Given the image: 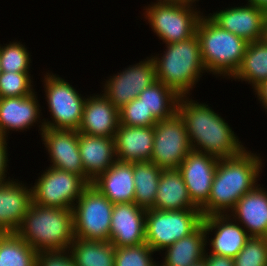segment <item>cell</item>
Masks as SVG:
<instances>
[{
  "instance_id": "cell-22",
  "label": "cell",
  "mask_w": 267,
  "mask_h": 266,
  "mask_svg": "<svg viewBox=\"0 0 267 266\" xmlns=\"http://www.w3.org/2000/svg\"><path fill=\"white\" fill-rule=\"evenodd\" d=\"M78 141L85 181L92 184V181L117 161L115 139L89 136L78 132Z\"/></svg>"
},
{
  "instance_id": "cell-35",
  "label": "cell",
  "mask_w": 267,
  "mask_h": 266,
  "mask_svg": "<svg viewBox=\"0 0 267 266\" xmlns=\"http://www.w3.org/2000/svg\"><path fill=\"white\" fill-rule=\"evenodd\" d=\"M120 124L130 127L154 126L159 120L137 97L119 109Z\"/></svg>"
},
{
  "instance_id": "cell-1",
  "label": "cell",
  "mask_w": 267,
  "mask_h": 266,
  "mask_svg": "<svg viewBox=\"0 0 267 266\" xmlns=\"http://www.w3.org/2000/svg\"><path fill=\"white\" fill-rule=\"evenodd\" d=\"M177 113L182 118L192 150L216 158H230L245 150L232 128L206 103L180 96Z\"/></svg>"
},
{
  "instance_id": "cell-24",
  "label": "cell",
  "mask_w": 267,
  "mask_h": 266,
  "mask_svg": "<svg viewBox=\"0 0 267 266\" xmlns=\"http://www.w3.org/2000/svg\"><path fill=\"white\" fill-rule=\"evenodd\" d=\"M92 185L113 204L134 202L133 163L116 161L92 181Z\"/></svg>"
},
{
  "instance_id": "cell-9",
  "label": "cell",
  "mask_w": 267,
  "mask_h": 266,
  "mask_svg": "<svg viewBox=\"0 0 267 266\" xmlns=\"http://www.w3.org/2000/svg\"><path fill=\"white\" fill-rule=\"evenodd\" d=\"M114 204L89 184L72 207L76 238L109 241Z\"/></svg>"
},
{
  "instance_id": "cell-44",
  "label": "cell",
  "mask_w": 267,
  "mask_h": 266,
  "mask_svg": "<svg viewBox=\"0 0 267 266\" xmlns=\"http://www.w3.org/2000/svg\"><path fill=\"white\" fill-rule=\"evenodd\" d=\"M192 266H206L205 260L202 259L199 262L193 264Z\"/></svg>"
},
{
  "instance_id": "cell-5",
  "label": "cell",
  "mask_w": 267,
  "mask_h": 266,
  "mask_svg": "<svg viewBox=\"0 0 267 266\" xmlns=\"http://www.w3.org/2000/svg\"><path fill=\"white\" fill-rule=\"evenodd\" d=\"M196 34L207 72L230 79L240 67L248 42L222 29L209 15L201 16Z\"/></svg>"
},
{
  "instance_id": "cell-38",
  "label": "cell",
  "mask_w": 267,
  "mask_h": 266,
  "mask_svg": "<svg viewBox=\"0 0 267 266\" xmlns=\"http://www.w3.org/2000/svg\"><path fill=\"white\" fill-rule=\"evenodd\" d=\"M7 139L8 137H5V136H2L0 135V184L1 183H5L10 179V177H8L6 179V175L5 174L7 172V167H8V164L9 163L8 161V148H7Z\"/></svg>"
},
{
  "instance_id": "cell-34",
  "label": "cell",
  "mask_w": 267,
  "mask_h": 266,
  "mask_svg": "<svg viewBox=\"0 0 267 266\" xmlns=\"http://www.w3.org/2000/svg\"><path fill=\"white\" fill-rule=\"evenodd\" d=\"M30 72H2L0 98L28 96L34 92Z\"/></svg>"
},
{
  "instance_id": "cell-8",
  "label": "cell",
  "mask_w": 267,
  "mask_h": 266,
  "mask_svg": "<svg viewBox=\"0 0 267 266\" xmlns=\"http://www.w3.org/2000/svg\"><path fill=\"white\" fill-rule=\"evenodd\" d=\"M144 18L165 44L189 39L196 34L201 11L194 5L152 2L145 7Z\"/></svg>"
},
{
  "instance_id": "cell-29",
  "label": "cell",
  "mask_w": 267,
  "mask_h": 266,
  "mask_svg": "<svg viewBox=\"0 0 267 266\" xmlns=\"http://www.w3.org/2000/svg\"><path fill=\"white\" fill-rule=\"evenodd\" d=\"M161 168L152 161L133 162L134 203L145 210L154 209Z\"/></svg>"
},
{
  "instance_id": "cell-41",
  "label": "cell",
  "mask_w": 267,
  "mask_h": 266,
  "mask_svg": "<svg viewBox=\"0 0 267 266\" xmlns=\"http://www.w3.org/2000/svg\"><path fill=\"white\" fill-rule=\"evenodd\" d=\"M247 4H251L267 13V0H247Z\"/></svg>"
},
{
  "instance_id": "cell-47",
  "label": "cell",
  "mask_w": 267,
  "mask_h": 266,
  "mask_svg": "<svg viewBox=\"0 0 267 266\" xmlns=\"http://www.w3.org/2000/svg\"><path fill=\"white\" fill-rule=\"evenodd\" d=\"M154 266H164L163 264L160 265V263H156Z\"/></svg>"
},
{
  "instance_id": "cell-19",
  "label": "cell",
  "mask_w": 267,
  "mask_h": 266,
  "mask_svg": "<svg viewBox=\"0 0 267 266\" xmlns=\"http://www.w3.org/2000/svg\"><path fill=\"white\" fill-rule=\"evenodd\" d=\"M36 95L34 91L28 96L0 98V135L8 137L10 130L23 132L41 122Z\"/></svg>"
},
{
  "instance_id": "cell-36",
  "label": "cell",
  "mask_w": 267,
  "mask_h": 266,
  "mask_svg": "<svg viewBox=\"0 0 267 266\" xmlns=\"http://www.w3.org/2000/svg\"><path fill=\"white\" fill-rule=\"evenodd\" d=\"M233 260L234 266H267V238L250 237Z\"/></svg>"
},
{
  "instance_id": "cell-15",
  "label": "cell",
  "mask_w": 267,
  "mask_h": 266,
  "mask_svg": "<svg viewBox=\"0 0 267 266\" xmlns=\"http://www.w3.org/2000/svg\"><path fill=\"white\" fill-rule=\"evenodd\" d=\"M209 15L222 29L239 36L248 43L263 38L267 13L251 4L227 7L225 10H219Z\"/></svg>"
},
{
  "instance_id": "cell-32",
  "label": "cell",
  "mask_w": 267,
  "mask_h": 266,
  "mask_svg": "<svg viewBox=\"0 0 267 266\" xmlns=\"http://www.w3.org/2000/svg\"><path fill=\"white\" fill-rule=\"evenodd\" d=\"M6 45V46H5ZM0 45V64L2 72H29L31 55L27 47L20 42Z\"/></svg>"
},
{
  "instance_id": "cell-43",
  "label": "cell",
  "mask_w": 267,
  "mask_h": 266,
  "mask_svg": "<svg viewBox=\"0 0 267 266\" xmlns=\"http://www.w3.org/2000/svg\"><path fill=\"white\" fill-rule=\"evenodd\" d=\"M262 40L267 44V19L264 24L263 38Z\"/></svg>"
},
{
  "instance_id": "cell-11",
  "label": "cell",
  "mask_w": 267,
  "mask_h": 266,
  "mask_svg": "<svg viewBox=\"0 0 267 266\" xmlns=\"http://www.w3.org/2000/svg\"><path fill=\"white\" fill-rule=\"evenodd\" d=\"M192 151L182 118L174 116L159 120L154 125V143L151 160L163 170L177 169Z\"/></svg>"
},
{
  "instance_id": "cell-39",
  "label": "cell",
  "mask_w": 267,
  "mask_h": 266,
  "mask_svg": "<svg viewBox=\"0 0 267 266\" xmlns=\"http://www.w3.org/2000/svg\"><path fill=\"white\" fill-rule=\"evenodd\" d=\"M207 251L208 250H206L204 257L206 266H234V260L232 257L220 256Z\"/></svg>"
},
{
  "instance_id": "cell-17",
  "label": "cell",
  "mask_w": 267,
  "mask_h": 266,
  "mask_svg": "<svg viewBox=\"0 0 267 266\" xmlns=\"http://www.w3.org/2000/svg\"><path fill=\"white\" fill-rule=\"evenodd\" d=\"M205 234L213 232L211 239V252L216 255L235 258L250 238L246 230L229 214L210 215L203 217ZM216 229V230H215Z\"/></svg>"
},
{
  "instance_id": "cell-40",
  "label": "cell",
  "mask_w": 267,
  "mask_h": 266,
  "mask_svg": "<svg viewBox=\"0 0 267 266\" xmlns=\"http://www.w3.org/2000/svg\"><path fill=\"white\" fill-rule=\"evenodd\" d=\"M257 94V98L265 110L267 109V81L263 82L256 89L253 90ZM267 112V110H266Z\"/></svg>"
},
{
  "instance_id": "cell-18",
  "label": "cell",
  "mask_w": 267,
  "mask_h": 266,
  "mask_svg": "<svg viewBox=\"0 0 267 266\" xmlns=\"http://www.w3.org/2000/svg\"><path fill=\"white\" fill-rule=\"evenodd\" d=\"M87 96L79 133L89 136L114 138L120 124L117 109L103 94Z\"/></svg>"
},
{
  "instance_id": "cell-7",
  "label": "cell",
  "mask_w": 267,
  "mask_h": 266,
  "mask_svg": "<svg viewBox=\"0 0 267 266\" xmlns=\"http://www.w3.org/2000/svg\"><path fill=\"white\" fill-rule=\"evenodd\" d=\"M203 221L200 209L146 210L145 241L156 252L193 233Z\"/></svg>"
},
{
  "instance_id": "cell-2",
  "label": "cell",
  "mask_w": 267,
  "mask_h": 266,
  "mask_svg": "<svg viewBox=\"0 0 267 266\" xmlns=\"http://www.w3.org/2000/svg\"><path fill=\"white\" fill-rule=\"evenodd\" d=\"M261 161L259 155L247 149L237 156L219 159L208 202L200 209L202 216L230 213L237 201L258 185Z\"/></svg>"
},
{
  "instance_id": "cell-4",
  "label": "cell",
  "mask_w": 267,
  "mask_h": 266,
  "mask_svg": "<svg viewBox=\"0 0 267 266\" xmlns=\"http://www.w3.org/2000/svg\"><path fill=\"white\" fill-rule=\"evenodd\" d=\"M161 56H152L155 63L156 78L172 88L180 96H188L202 74L207 72L200 50L197 34L189 39L166 44Z\"/></svg>"
},
{
  "instance_id": "cell-45",
  "label": "cell",
  "mask_w": 267,
  "mask_h": 266,
  "mask_svg": "<svg viewBox=\"0 0 267 266\" xmlns=\"http://www.w3.org/2000/svg\"><path fill=\"white\" fill-rule=\"evenodd\" d=\"M0 266H2V254H0Z\"/></svg>"
},
{
  "instance_id": "cell-28",
  "label": "cell",
  "mask_w": 267,
  "mask_h": 266,
  "mask_svg": "<svg viewBox=\"0 0 267 266\" xmlns=\"http://www.w3.org/2000/svg\"><path fill=\"white\" fill-rule=\"evenodd\" d=\"M68 251L76 266H114L115 247L110 241L75 237Z\"/></svg>"
},
{
  "instance_id": "cell-37",
  "label": "cell",
  "mask_w": 267,
  "mask_h": 266,
  "mask_svg": "<svg viewBox=\"0 0 267 266\" xmlns=\"http://www.w3.org/2000/svg\"><path fill=\"white\" fill-rule=\"evenodd\" d=\"M36 266H76L69 251H43L37 254Z\"/></svg>"
},
{
  "instance_id": "cell-31",
  "label": "cell",
  "mask_w": 267,
  "mask_h": 266,
  "mask_svg": "<svg viewBox=\"0 0 267 266\" xmlns=\"http://www.w3.org/2000/svg\"><path fill=\"white\" fill-rule=\"evenodd\" d=\"M2 266H36L38 252L16 232L0 233Z\"/></svg>"
},
{
  "instance_id": "cell-16",
  "label": "cell",
  "mask_w": 267,
  "mask_h": 266,
  "mask_svg": "<svg viewBox=\"0 0 267 266\" xmlns=\"http://www.w3.org/2000/svg\"><path fill=\"white\" fill-rule=\"evenodd\" d=\"M146 210L134 202L114 204L109 241L114 247L137 246L145 241Z\"/></svg>"
},
{
  "instance_id": "cell-23",
  "label": "cell",
  "mask_w": 267,
  "mask_h": 266,
  "mask_svg": "<svg viewBox=\"0 0 267 266\" xmlns=\"http://www.w3.org/2000/svg\"><path fill=\"white\" fill-rule=\"evenodd\" d=\"M114 139L117 161L133 163L151 160L154 126L130 127L119 124Z\"/></svg>"
},
{
  "instance_id": "cell-10",
  "label": "cell",
  "mask_w": 267,
  "mask_h": 266,
  "mask_svg": "<svg viewBox=\"0 0 267 266\" xmlns=\"http://www.w3.org/2000/svg\"><path fill=\"white\" fill-rule=\"evenodd\" d=\"M38 178L32 187V202L47 207L72 209L89 185L80 175L54 167Z\"/></svg>"
},
{
  "instance_id": "cell-46",
  "label": "cell",
  "mask_w": 267,
  "mask_h": 266,
  "mask_svg": "<svg viewBox=\"0 0 267 266\" xmlns=\"http://www.w3.org/2000/svg\"><path fill=\"white\" fill-rule=\"evenodd\" d=\"M196 1L198 2L199 0H192V6H193V3L194 5L196 4Z\"/></svg>"
},
{
  "instance_id": "cell-14",
  "label": "cell",
  "mask_w": 267,
  "mask_h": 266,
  "mask_svg": "<svg viewBox=\"0 0 267 266\" xmlns=\"http://www.w3.org/2000/svg\"><path fill=\"white\" fill-rule=\"evenodd\" d=\"M40 135L52 163L49 167L80 175L85 180L79 152L78 131L45 128Z\"/></svg>"
},
{
  "instance_id": "cell-33",
  "label": "cell",
  "mask_w": 267,
  "mask_h": 266,
  "mask_svg": "<svg viewBox=\"0 0 267 266\" xmlns=\"http://www.w3.org/2000/svg\"><path fill=\"white\" fill-rule=\"evenodd\" d=\"M156 253L147 243L129 247H115L114 266H154Z\"/></svg>"
},
{
  "instance_id": "cell-3",
  "label": "cell",
  "mask_w": 267,
  "mask_h": 266,
  "mask_svg": "<svg viewBox=\"0 0 267 266\" xmlns=\"http://www.w3.org/2000/svg\"><path fill=\"white\" fill-rule=\"evenodd\" d=\"M15 232L38 253L68 251L75 239L72 209L32 202Z\"/></svg>"
},
{
  "instance_id": "cell-42",
  "label": "cell",
  "mask_w": 267,
  "mask_h": 266,
  "mask_svg": "<svg viewBox=\"0 0 267 266\" xmlns=\"http://www.w3.org/2000/svg\"><path fill=\"white\" fill-rule=\"evenodd\" d=\"M160 3H178L184 5H192V0H157Z\"/></svg>"
},
{
  "instance_id": "cell-27",
  "label": "cell",
  "mask_w": 267,
  "mask_h": 266,
  "mask_svg": "<svg viewBox=\"0 0 267 266\" xmlns=\"http://www.w3.org/2000/svg\"><path fill=\"white\" fill-rule=\"evenodd\" d=\"M232 78L248 82L252 89L267 81V44L263 40L247 44L240 67Z\"/></svg>"
},
{
  "instance_id": "cell-12",
  "label": "cell",
  "mask_w": 267,
  "mask_h": 266,
  "mask_svg": "<svg viewBox=\"0 0 267 266\" xmlns=\"http://www.w3.org/2000/svg\"><path fill=\"white\" fill-rule=\"evenodd\" d=\"M110 78V79H109ZM102 93L117 109L128 104L148 86L157 81L152 56L137 64L130 65L122 72L108 77Z\"/></svg>"
},
{
  "instance_id": "cell-25",
  "label": "cell",
  "mask_w": 267,
  "mask_h": 266,
  "mask_svg": "<svg viewBox=\"0 0 267 266\" xmlns=\"http://www.w3.org/2000/svg\"><path fill=\"white\" fill-rule=\"evenodd\" d=\"M155 210L199 209L192 201L178 169L162 170L159 177Z\"/></svg>"
},
{
  "instance_id": "cell-6",
  "label": "cell",
  "mask_w": 267,
  "mask_h": 266,
  "mask_svg": "<svg viewBox=\"0 0 267 266\" xmlns=\"http://www.w3.org/2000/svg\"><path fill=\"white\" fill-rule=\"evenodd\" d=\"M45 75L43 87L52 121L42 119L39 125L40 132L42 133L45 128L78 130L86 101L85 96L79 94V91L59 75L49 72Z\"/></svg>"
},
{
  "instance_id": "cell-21",
  "label": "cell",
  "mask_w": 267,
  "mask_h": 266,
  "mask_svg": "<svg viewBox=\"0 0 267 266\" xmlns=\"http://www.w3.org/2000/svg\"><path fill=\"white\" fill-rule=\"evenodd\" d=\"M258 184L243 195L228 213L250 237L267 238V191Z\"/></svg>"
},
{
  "instance_id": "cell-13",
  "label": "cell",
  "mask_w": 267,
  "mask_h": 266,
  "mask_svg": "<svg viewBox=\"0 0 267 266\" xmlns=\"http://www.w3.org/2000/svg\"><path fill=\"white\" fill-rule=\"evenodd\" d=\"M218 161L219 158L215 156L192 150L177 168L191 201L199 209L208 202Z\"/></svg>"
},
{
  "instance_id": "cell-26",
  "label": "cell",
  "mask_w": 267,
  "mask_h": 266,
  "mask_svg": "<svg viewBox=\"0 0 267 266\" xmlns=\"http://www.w3.org/2000/svg\"><path fill=\"white\" fill-rule=\"evenodd\" d=\"M205 234L203 224L193 233L166 247L164 266H192L204 259L209 236ZM207 242V243H206Z\"/></svg>"
},
{
  "instance_id": "cell-20",
  "label": "cell",
  "mask_w": 267,
  "mask_h": 266,
  "mask_svg": "<svg viewBox=\"0 0 267 266\" xmlns=\"http://www.w3.org/2000/svg\"><path fill=\"white\" fill-rule=\"evenodd\" d=\"M29 188V189H28ZM32 203V187L18 179L0 184V233L15 232Z\"/></svg>"
},
{
  "instance_id": "cell-30",
  "label": "cell",
  "mask_w": 267,
  "mask_h": 266,
  "mask_svg": "<svg viewBox=\"0 0 267 266\" xmlns=\"http://www.w3.org/2000/svg\"><path fill=\"white\" fill-rule=\"evenodd\" d=\"M138 98L158 120H163L177 113L180 95L157 80L145 88Z\"/></svg>"
}]
</instances>
